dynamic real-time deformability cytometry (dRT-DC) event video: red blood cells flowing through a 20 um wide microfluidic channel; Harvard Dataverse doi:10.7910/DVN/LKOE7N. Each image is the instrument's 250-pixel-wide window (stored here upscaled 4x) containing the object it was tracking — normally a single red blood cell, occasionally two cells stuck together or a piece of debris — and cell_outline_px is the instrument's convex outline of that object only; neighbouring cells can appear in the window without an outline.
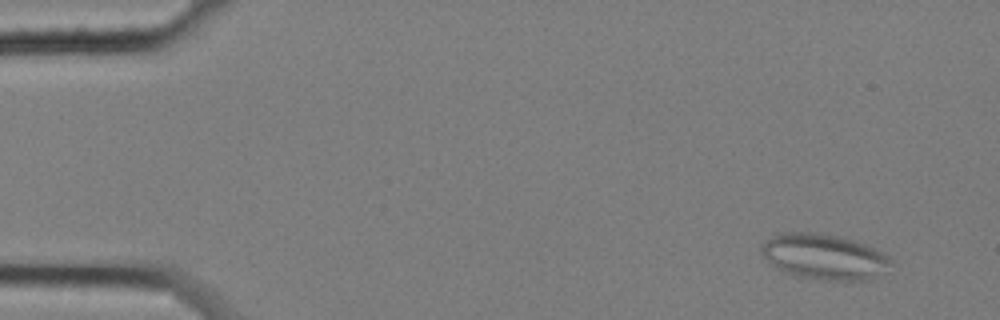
{"species": "common noctule bat (a hibernating species)", "species_latin": "Nyctalus noctula", "temperature_condition": "cold", "stored_images_in_passage": 16, "segment_of_instrument_passage": [1, 2], "camera_frame_rate_fps": 3000, "um_per_image_px": 0.085, "animal": {"sex": "female", "body_mass_g": 25.1}, "frame": {"image": 1, "passage_image": 2, "time_ms": 0.333, "image_size_px": [1000, 320], "cell_outline_px": [[892, 264], [884, 272], [872, 280], [816, 280], [796, 276], [784, 272], [768, 264], [760, 252], [760, 244], [776, 232], [820, 232], [852, 240], [876, 248], [888, 256], [892, 260]], "centroid_in_image_um": [70.0, 21.82], "position_along_channel_um": 15.0, "area_um2": 35.08}}